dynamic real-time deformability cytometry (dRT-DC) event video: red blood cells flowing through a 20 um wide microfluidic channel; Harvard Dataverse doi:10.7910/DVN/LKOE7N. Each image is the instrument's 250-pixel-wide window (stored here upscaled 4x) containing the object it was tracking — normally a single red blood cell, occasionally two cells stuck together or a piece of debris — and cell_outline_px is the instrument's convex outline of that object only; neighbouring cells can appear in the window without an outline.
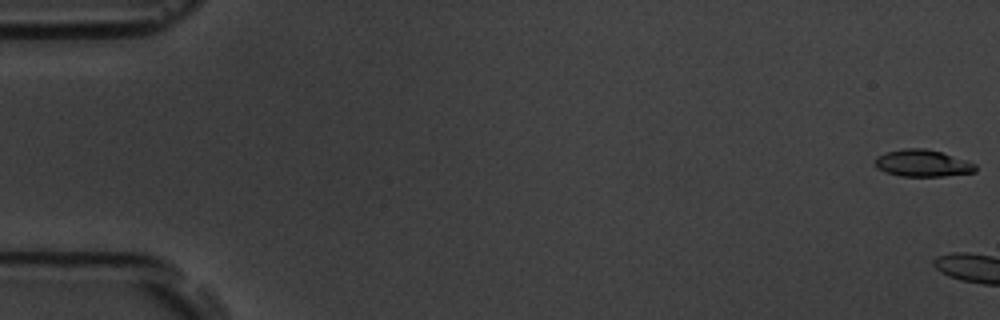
{"species": "common noctule bat (a hibernating species)", "species_latin": "Nyctalus noctula", "temperature_condition": "room temperature", "stored_images_in_passage": 5, "camera_frame_rate_fps": 3000, "um_per_image_px": 0.085, "animal": {"sex": "male", "body_mass_g": 19.5, "forearm_length_mm": 54.6}, "frame": {"image": 1, "passage_image": 1, "time_ms": 0.0, "image_size_px": [1000, 320], "cell_outline_px": [[976, 172], [944, 176], [900, 176], [884, 172], [876, 168], [876, 156], [884, 152], [904, 148], [924, 148], [940, 152], [968, 160], [976, 164]], "centroid_in_image_um": [78.41, 13.87], "position_along_channel_um": 6.6, "area_um2": 15.9}}